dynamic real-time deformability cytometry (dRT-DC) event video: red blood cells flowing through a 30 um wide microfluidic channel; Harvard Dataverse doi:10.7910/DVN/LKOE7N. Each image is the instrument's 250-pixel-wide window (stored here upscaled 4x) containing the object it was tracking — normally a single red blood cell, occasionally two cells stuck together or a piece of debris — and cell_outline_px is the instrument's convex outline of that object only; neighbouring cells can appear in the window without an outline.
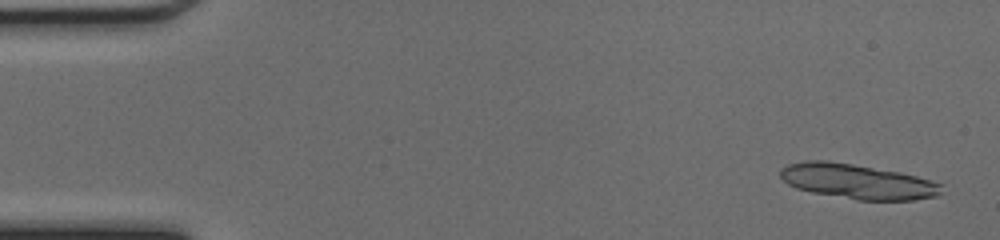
{"species": "common noctule bat (a hibernating species)", "species_latin": "Nyctalus noctula", "temperature_condition": "cold", "stored_images_in_passage": 48, "camera_frame_rate_fps": 3000, "um_per_image_px": 0.085, "animal": {"sex": "female", "body_mass_g": 17.0, "forearm_length_mm": 48.0}, "frame": {"image": 1, "passage_image": 2, "time_ms": 0.333, "image_size_px": [1000, 240], "cell_outline_px": [[940, 192], [936, 196], [912, 200], [856, 200], [812, 192], [796, 188], [788, 184], [780, 176], [780, 168], [788, 164], [804, 160], [828, 160], [900, 172], [916, 176], [940, 184]], "centroid_in_image_um": [72.81, 15.42], "position_along_channel_um": 12.2, "area_um2": 32.54}}
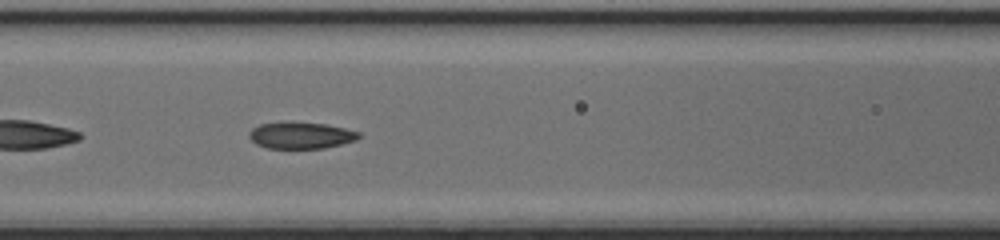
{"frame": {"image": 2, "passage_image": 21, "time_ms": 6.667, "image_size_px": [1000, 240], "cell_outline_px": [[360, 136], [356, 140], [324, 148], [268, 148], [256, 144], [248, 136], [248, 132], [252, 128], [260, 124], [324, 124], [344, 128], [360, 132]], "centroid_in_image_um": [25.58, 11.54], "position_along_channel_um": 141.0, "area_um2": 16.3}}
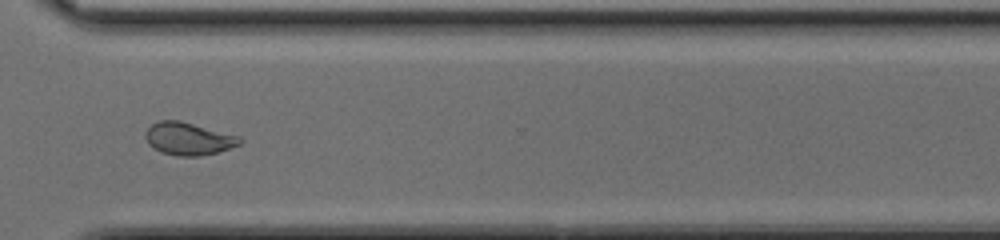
{"frame": {"image": 3, "passage_image": 36, "time_ms": 11.667, "image_size_px": [1000, 240], "cell_outline_px": [[244, 140], [240, 144], [216, 152], [200, 156], [176, 156], [160, 152], [152, 148], [148, 144], [144, 136], [148, 128], [152, 124], [160, 120], [180, 120], [240, 136]], "centroid_in_image_um": [16.0, 11.79], "position_along_channel_um": 354.6, "area_um2": 18.03}, "authors_computed_cell_mechanics": {"area_um2": 18.6405, "velocity_mm_per_s": 4.2829, "shape_relaxation_time_tau1_ms": 5.0642, "shape_relaxation_time_tau2_ms": 2.0252, "deformation_change_tau1": 0.1752, "deformation_change_tau2": 0.0681}}